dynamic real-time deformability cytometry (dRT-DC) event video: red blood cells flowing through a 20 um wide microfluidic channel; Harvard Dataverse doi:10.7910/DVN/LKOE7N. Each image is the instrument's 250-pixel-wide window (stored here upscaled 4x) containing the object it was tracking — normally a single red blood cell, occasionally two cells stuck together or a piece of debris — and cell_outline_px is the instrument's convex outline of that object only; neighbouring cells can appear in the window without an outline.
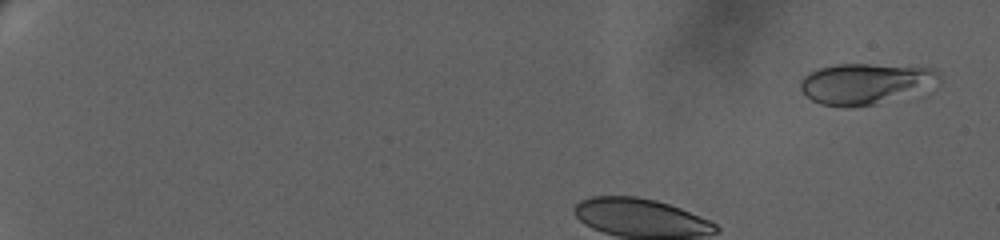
{"species": "human", "species_latin": "Homo sapiens", "temperature_condition": "warm", "stored_images_in_passage": 27, "camera_frame_rate_fps": 3000, "um_per_image_px": 0.085, "donor": {"sex": "female"}, "frame": {"image": 1, "passage_image": 5, "time_ms": 0.667, "image_size_px": [1000, 240], "cell_outline_px": [[940, 84], [928, 96], [852, 108], [844, 108], [820, 104], [812, 100], [800, 88], [800, 80], [808, 72], [820, 68], [836, 64], [868, 64], [936, 68], [940, 72]], "centroid_in_image_um": [73.79, 7.16], "position_along_channel_um": 11.2, "area_um2": 35.14}}